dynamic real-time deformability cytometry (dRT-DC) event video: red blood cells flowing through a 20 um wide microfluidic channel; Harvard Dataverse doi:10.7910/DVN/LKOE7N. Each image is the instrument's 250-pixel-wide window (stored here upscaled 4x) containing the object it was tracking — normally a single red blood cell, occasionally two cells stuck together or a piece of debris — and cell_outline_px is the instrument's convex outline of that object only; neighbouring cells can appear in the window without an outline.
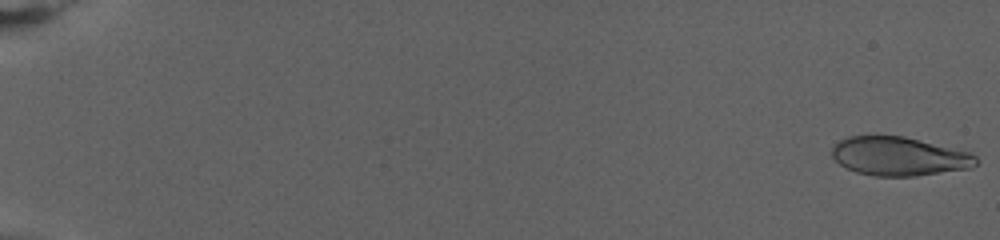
{"species": "human", "species_latin": "Homo sapiens", "temperature_condition": "warm", "stored_images_in_passage": 16, "camera_frame_rate_fps": 3000, "um_per_image_px": 0.085, "donor": {"sex": "female"}, "frame": {"image": 1, "passage_image": 1, "time_ms": 0.0, "image_size_px": [1000, 240], "cell_outline_px": [[976, 164], [972, 168], [916, 176], [872, 176], [856, 172], [840, 164], [832, 156], [832, 148], [840, 140], [848, 136], [876, 132], [904, 136], [972, 152], [976, 156]], "centroid_in_image_um": [76.4, 13.24], "position_along_channel_um": 8.6, "area_um2": 33.41}}